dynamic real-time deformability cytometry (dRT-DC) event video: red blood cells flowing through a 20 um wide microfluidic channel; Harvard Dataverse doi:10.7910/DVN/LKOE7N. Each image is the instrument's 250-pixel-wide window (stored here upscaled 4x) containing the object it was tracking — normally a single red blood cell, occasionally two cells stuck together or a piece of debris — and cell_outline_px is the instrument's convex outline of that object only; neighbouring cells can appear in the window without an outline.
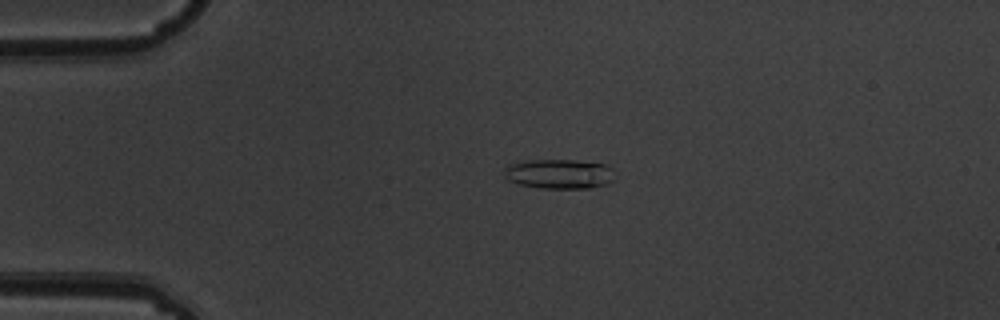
{"species": "common noctule bat (a hibernating species)", "species_latin": "Nyctalus noctula", "temperature_condition": "warm", "stored_images_in_passage": 2, "camera_frame_rate_fps": 3000, "um_per_image_px": 0.085, "animal": {"sex": "male", "body_mass_g": 19.5, "forearm_length_mm": 54.6}, "frame": {"image": 1, "passage_image": 1, "time_ms": 0.0, "image_size_px": [1000, 320], "cell_outline_px": [[612, 180], [608, 184], [588, 188], [540, 188], [520, 184], [508, 180], [504, 176], [504, 168], [508, 164], [528, 160], [576, 160], [604, 164], [612, 168]], "centroid_in_image_um": [47.5, 14.78], "position_along_channel_um": 37.5, "area_um2": 19.07}}